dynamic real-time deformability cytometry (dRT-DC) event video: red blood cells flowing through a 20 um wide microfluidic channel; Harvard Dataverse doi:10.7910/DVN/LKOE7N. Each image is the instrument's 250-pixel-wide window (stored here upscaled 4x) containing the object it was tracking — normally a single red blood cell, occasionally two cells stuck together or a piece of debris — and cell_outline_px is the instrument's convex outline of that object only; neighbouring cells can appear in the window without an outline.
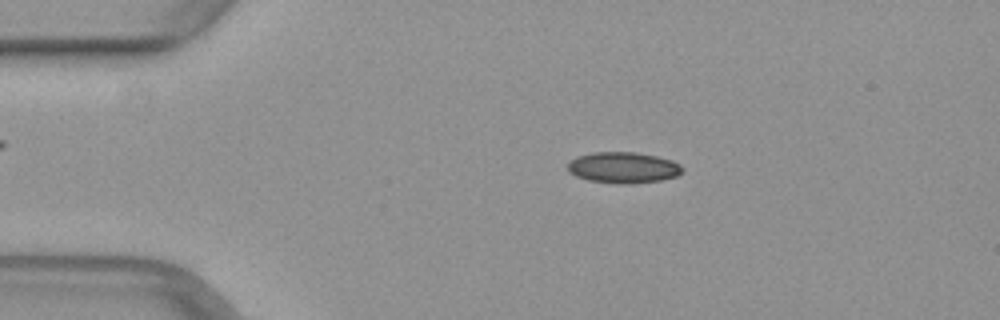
{"species": "common noctule bat (a hibernating species)", "species_latin": "Nyctalus noctula", "temperature_condition": "warm", "stored_images_in_passage": 45, "camera_frame_rate_fps": 3000, "um_per_image_px": 0.085, "animal": {"sex": "female", "body_mass_g": 29.2, "forearm_length_mm": 56.3}, "frame": {"image": 1, "passage_image": 5, "time_ms": 1.333, "image_size_px": [1000, 320], "cell_outline_px": [[684, 168], [676, 176], [660, 180], [628, 184], [620, 184], [588, 180], [576, 176], [568, 172], [568, 164], [572, 160], [580, 156], [592, 152], [636, 152], [656, 156], [672, 160], [680, 164]], "centroid_in_image_um": [52.98, 14.24], "position_along_channel_um": 32.0, "area_um2": 20.63}}
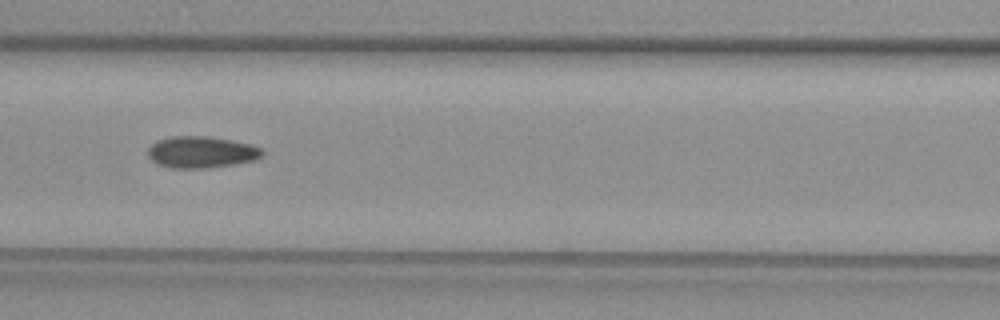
{"frame": {"image": 2, "passage_image": 17, "time_ms": 5.333, "image_size_px": [1000, 320], "cell_outline_px": [[264, 156], [256, 160], [236, 164], [208, 168], [172, 168], [156, 164], [148, 156], [148, 148], [156, 140], [172, 136], [208, 136], [232, 140], [248, 144], [260, 148], [264, 152]], "centroid_in_image_um": [17.11, 12.93], "position_along_channel_um": 149.5, "area_um2": 21.27}}
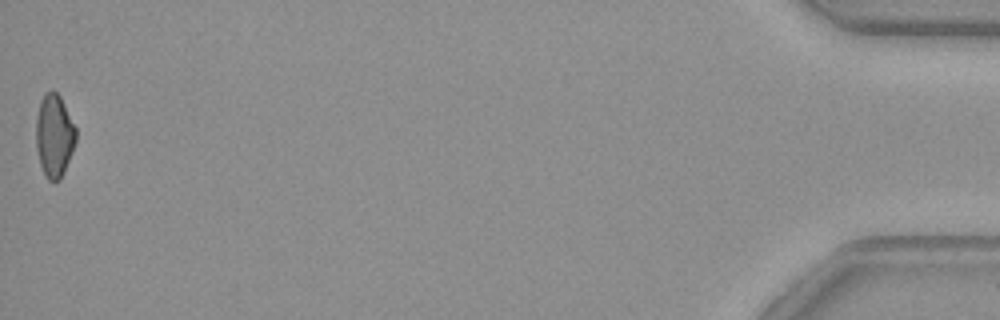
{"frame": {"image": 3, "passage_image": 45, "time_ms": 14.667, "image_size_px": [1000, 320], "cell_outline_px": [[76, 140], [72, 152], [64, 172], [60, 180], [48, 180], [40, 164], [36, 148], [36, 116], [40, 100], [44, 92], [56, 92], [60, 96], [76, 128]], "centroid_in_image_um": [4.6, 11.52], "position_along_channel_um": 430.6, "area_um2": 19.19}}